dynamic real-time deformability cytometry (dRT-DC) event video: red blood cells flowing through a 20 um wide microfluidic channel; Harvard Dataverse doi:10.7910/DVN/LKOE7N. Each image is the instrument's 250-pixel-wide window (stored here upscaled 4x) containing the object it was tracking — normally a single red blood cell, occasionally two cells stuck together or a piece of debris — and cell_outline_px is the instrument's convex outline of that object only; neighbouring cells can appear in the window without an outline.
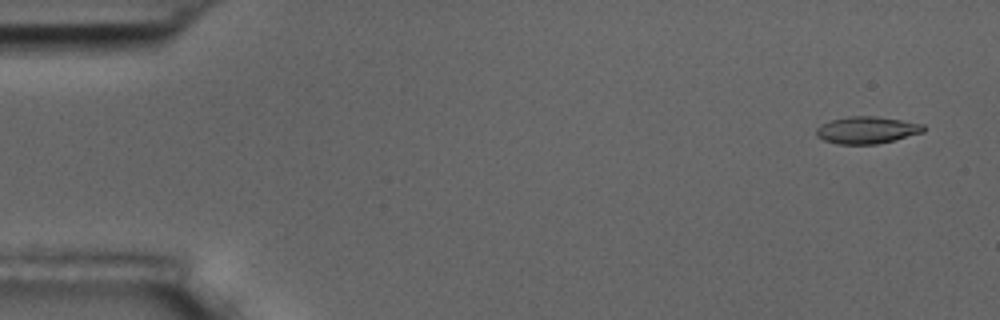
{"species": "common noctule bat (a hibernating species)", "species_latin": "Nyctalus noctula", "temperature_condition": "room temperature", "stored_images_in_passage": 4, "camera_frame_rate_fps": 3000, "um_per_image_px": 0.085, "animal": {"sex": "male", "body_mass_g": 17.5, "forearm_length_mm": 52.3}, "frame": {"image": 1, "passage_image": 1, "time_ms": 0.0, "image_size_px": [1000, 320], "cell_outline_px": [[924, 132], [876, 144], [836, 144], [824, 140], [816, 136], [816, 128], [820, 124], [832, 120], [848, 116], [876, 116], [924, 124]], "centroid_in_image_um": [73.64, 11.05], "position_along_channel_um": 11.4, "area_um2": 16.82}}
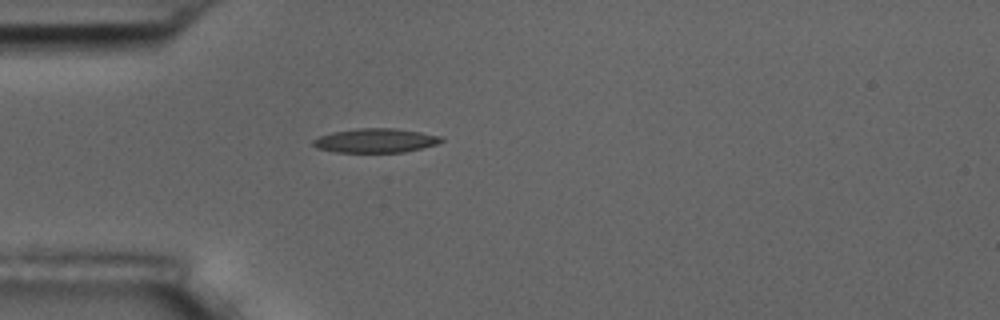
{"frame": {"image": 2, "passage_image": 4, "time_ms": 4.333, "image_size_px": [1000, 320], "cell_outline_px": [[444, 140], [436, 144], [404, 152], [336, 152], [316, 148], [312, 144], [312, 140], [320, 136], [332, 132], [356, 128], [396, 128], [444, 136]], "centroid_in_image_um": [31.92, 11.94], "position_along_channel_um": 53.1, "area_um2": 18.09}}